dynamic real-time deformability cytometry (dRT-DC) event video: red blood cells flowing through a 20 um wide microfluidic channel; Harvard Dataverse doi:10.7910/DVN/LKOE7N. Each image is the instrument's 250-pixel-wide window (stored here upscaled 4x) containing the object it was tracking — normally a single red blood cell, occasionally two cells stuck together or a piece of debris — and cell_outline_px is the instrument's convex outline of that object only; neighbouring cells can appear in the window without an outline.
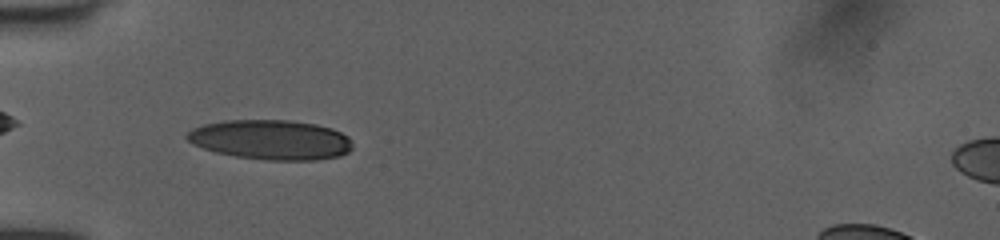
{"species": "human", "species_latin": "Homo sapiens", "temperature_condition": "room temperature", "stored_images_in_passage": 17, "camera_frame_rate_fps": 3000, "um_per_image_px": 0.085, "donor": {"sex": "female"}, "frame": {"image": 1, "passage_image": 15, "time_ms": 4.667, "image_size_px": [1000, 240], "cell_outline_px": [[352, 148], [348, 152], [340, 156], [316, 160], [268, 160], [236, 156], [216, 152], [192, 144], [184, 136], [192, 128], [204, 124], [224, 120], [292, 120], [316, 124], [332, 128], [348, 136], [352, 140]], "centroid_in_image_um": [23.03, 11.87], "position_along_channel_um": 62.0, "area_um2": 38.55}}
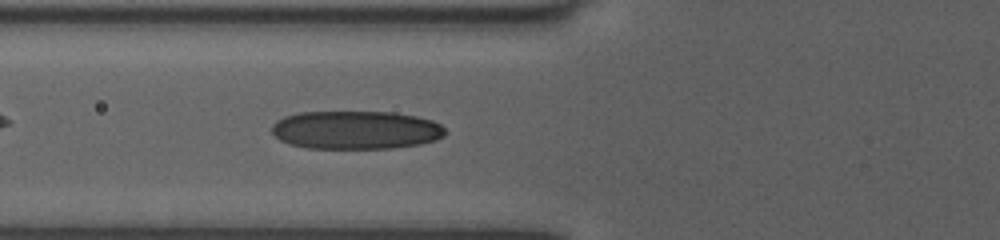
{"frame": {"image": 2, "passage_image": 17, "time_ms": 5.333, "image_size_px": [1000, 240], "cell_outline_px": [[444, 136], [436, 140], [420, 144], [392, 148], [308, 148], [292, 144], [280, 140], [272, 132], [272, 124], [276, 120], [284, 116], [300, 112], [392, 112], [416, 116], [432, 120], [440, 124], [444, 128]], "centroid_in_image_um": [30.24, 11.04], "position_along_channel_um": 95.6, "area_um2": 38.73}}